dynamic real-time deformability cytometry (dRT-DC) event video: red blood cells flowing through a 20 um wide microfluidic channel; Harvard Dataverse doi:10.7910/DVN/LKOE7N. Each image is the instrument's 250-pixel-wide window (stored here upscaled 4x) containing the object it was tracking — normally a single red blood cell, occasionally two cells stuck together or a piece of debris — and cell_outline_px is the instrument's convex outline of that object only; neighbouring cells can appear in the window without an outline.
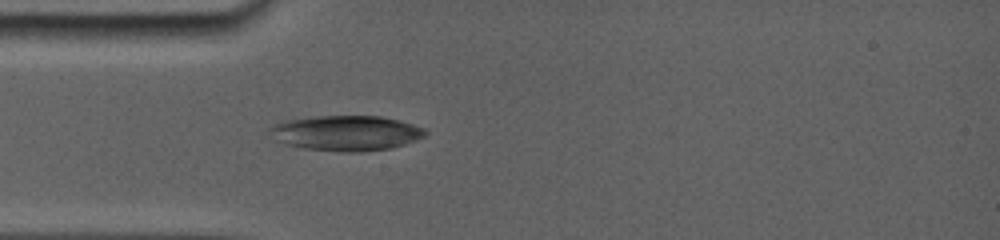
{"species": "common noctule bat (a hibernating species)", "species_latin": "Nyctalus noctula", "temperature_condition": "room temperature", "stored_images_in_passage": 34, "camera_frame_rate_fps": 5000, "um_per_image_px": 0.085, "animal": {"sex": "female", "body_mass_g": 19.0, "forearm_length_mm": 56.7}, "frame": {"image": 1, "passage_image": 1, "time_ms": 0.0, "image_size_px": [1000, 240], "cell_outline_px": [[424, 132], [420, 136], [412, 140], [388, 148], [308, 148], [292, 144], [276, 128], [280, 124], [288, 120], [312, 116], [380, 116], [412, 124], [420, 128]], "centroid_in_image_um": [29.6, 11.22], "position_along_channel_um": 55.4, "area_um2": 28.03}}
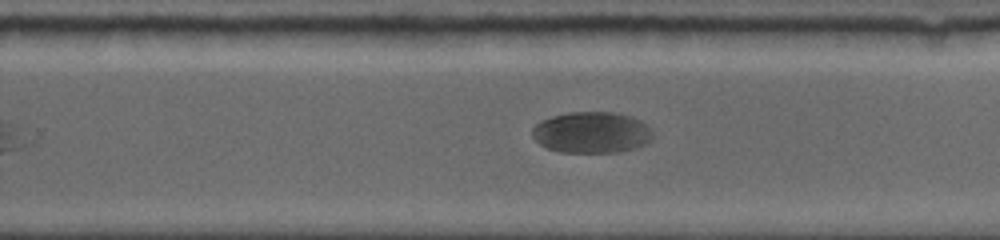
{"frame": {"image": 2, "passage_image": 18, "time_ms": 6.2, "image_size_px": [1000, 240], "cell_outline_px": [[652, 136], [644, 144], [636, 148], [620, 152], [560, 152], [548, 148], [540, 144], [532, 136], [532, 128], [540, 120], [552, 116], [568, 112], [612, 112], [628, 116], [640, 120], [652, 132]], "centroid_in_image_um": [50.24, 11.26], "position_along_channel_um": 279.6, "area_um2": 28.78}}
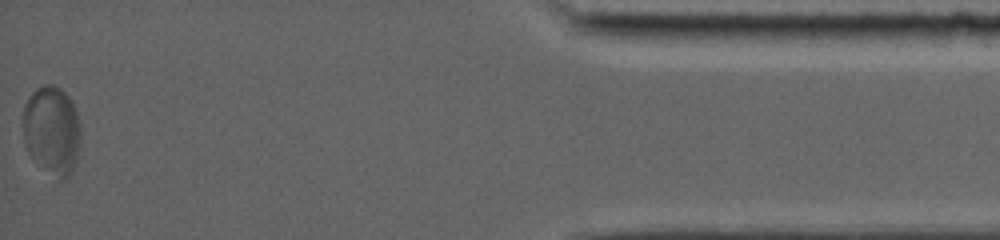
{"frame": {"image": 3, "passage_image": 34, "time_ms": 12.4, "image_size_px": [1000, 240], "cell_outline_px": [[80, 152], [76, 164], [72, 172], [60, 184], [56, 184], [32, 160], [24, 144], [20, 120], [24, 104], [28, 96], [36, 88], [44, 84], [52, 84], [60, 88], [68, 96], [76, 108], [80, 124]], "centroid_in_image_um": [4.38, 11.17], "position_along_channel_um": 430.8, "area_um2": 31.79}, "authors_computed_cell_mechanics": {"area_um2": 29.5647, "velocity_mm_per_s": 3.6531, "shape_relaxation_time_tau1_ms": 4.0207, "shape_relaxation_time_tau2_ms": null, "deformation_change_tau1": 0.1383, "deformation_change_tau2": null}}